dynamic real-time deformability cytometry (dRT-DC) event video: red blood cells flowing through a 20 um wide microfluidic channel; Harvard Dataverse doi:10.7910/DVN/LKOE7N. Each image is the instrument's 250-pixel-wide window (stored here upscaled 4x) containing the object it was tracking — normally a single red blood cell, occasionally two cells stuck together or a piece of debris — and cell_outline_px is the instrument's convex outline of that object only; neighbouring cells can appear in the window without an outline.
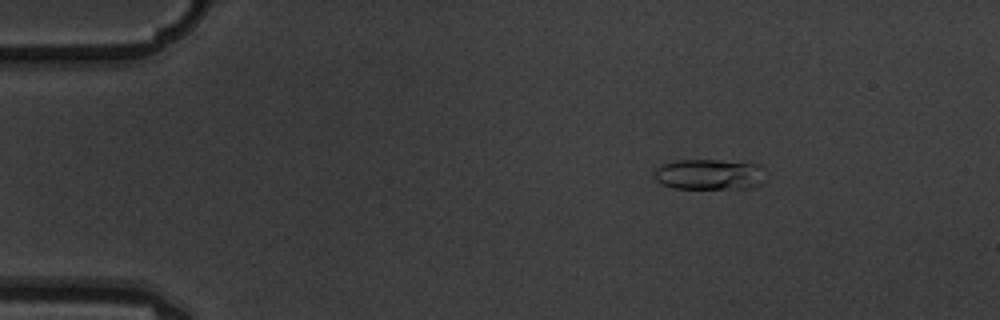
{"species": "common noctule bat (a hibernating species)", "species_latin": "Nyctalus noctula", "temperature_condition": "warm", "stored_images_in_passage": 5, "camera_frame_rate_fps": 3000, "um_per_image_px": 0.085, "animal": {"sex": "male", "body_mass_g": 19.5, "forearm_length_mm": 54.6}, "frame": {"image": 1, "passage_image": 1, "time_ms": 0.0, "image_size_px": [1000, 320], "cell_outline_px": [[768, 180], [764, 184], [752, 188], [676, 188], [664, 184], [656, 180], [656, 168], [664, 164], [676, 160], [716, 160], [760, 164], [764, 168]], "centroid_in_image_um": [60.44, 14.83], "position_along_channel_um": 24.6, "area_um2": 20.06}}
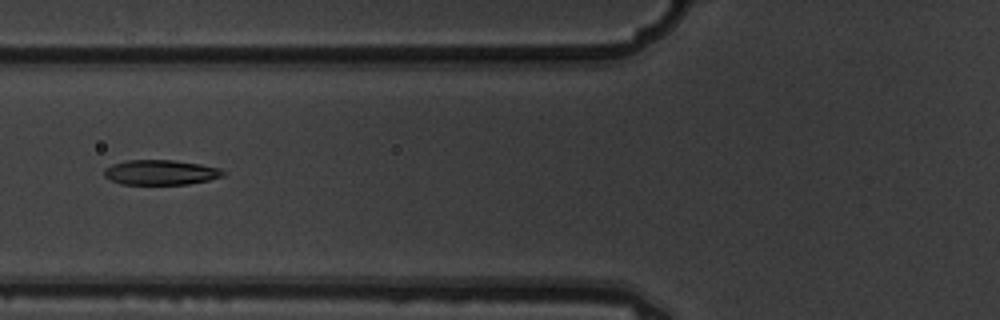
{"frame": {"image": 2, "passage_image": 5, "time_ms": 1.333, "image_size_px": [1000, 320], "cell_outline_px": [[228, 172], [224, 176], [208, 180], [188, 184], [120, 184], [104, 176], [104, 168], [112, 164], [128, 160], [172, 160], [200, 164], [220, 168]], "centroid_in_image_um": [13.68, 14.65], "position_along_channel_um": 112.1, "area_um2": 17.34}}